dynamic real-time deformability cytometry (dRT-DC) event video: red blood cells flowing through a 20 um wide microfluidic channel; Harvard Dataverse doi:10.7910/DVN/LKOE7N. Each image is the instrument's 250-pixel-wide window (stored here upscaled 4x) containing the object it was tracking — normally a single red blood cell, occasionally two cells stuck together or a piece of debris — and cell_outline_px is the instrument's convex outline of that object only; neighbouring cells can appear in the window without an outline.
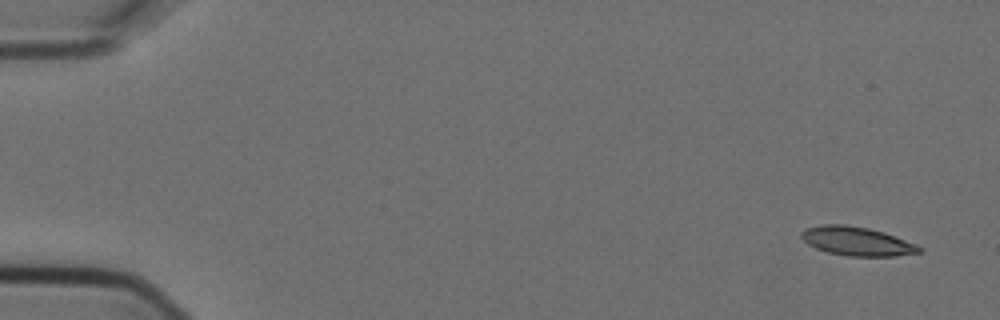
{"species": "Egyptian fruit bat (a non-hibernating species)", "species_latin": "Rousettus aegyptiacus", "temperature_condition": "cold", "stored_images_in_passage": 4, "camera_frame_rate_fps": 3000, "um_per_image_px": 0.085, "animal": {"sex": "female"}, "frame": {"image": 1, "passage_image": 1, "time_ms": 0.0, "image_size_px": [1000, 320], "cell_outline_px": [[924, 252], [896, 256], [848, 256], [828, 252], [816, 248], [808, 244], [800, 236], [800, 232], [808, 228], [820, 224], [844, 224], [868, 228], [884, 232], [916, 244], [924, 248]], "centroid_in_image_um": [72.87, 20.51], "position_along_channel_um": 12.1, "area_um2": 19.88}}
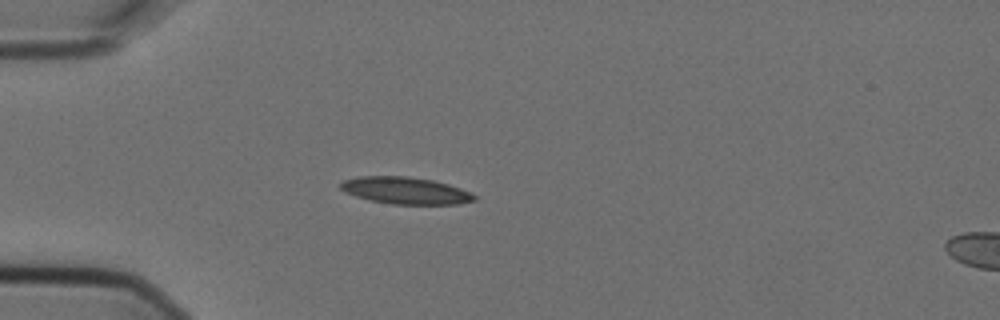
{"frame": {"image": 2, "passage_image": 4, "time_ms": 1.0, "image_size_px": [1000, 320], "cell_outline_px": [[476, 200], [460, 204], [392, 204], [368, 200], [344, 192], [340, 188], [340, 184], [344, 180], [360, 176], [408, 176], [432, 180], [448, 184], [460, 188], [476, 196]], "centroid_in_image_um": [34.45, 16.2], "position_along_channel_um": 50.6, "area_um2": 20.98}}